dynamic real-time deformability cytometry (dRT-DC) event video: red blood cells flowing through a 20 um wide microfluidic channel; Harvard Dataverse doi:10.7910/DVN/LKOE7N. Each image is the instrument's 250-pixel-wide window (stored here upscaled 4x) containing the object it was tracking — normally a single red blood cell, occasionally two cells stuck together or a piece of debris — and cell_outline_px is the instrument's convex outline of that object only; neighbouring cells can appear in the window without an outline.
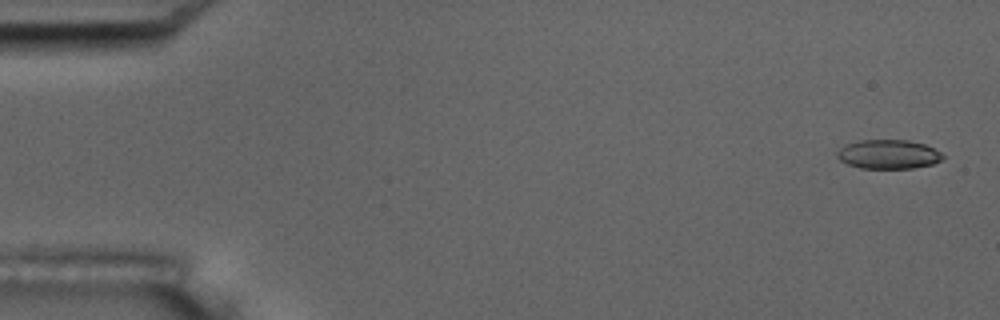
{"species": "common noctule bat (a hibernating species)", "species_latin": "Nyctalus noctula", "temperature_condition": "room temperature", "stored_images_in_passage": 5, "camera_frame_rate_fps": 3000, "um_per_image_px": 0.085, "animal": {"sex": "male", "body_mass_g": 17.5, "forearm_length_mm": 52.3}, "frame": {"image": 1, "passage_image": 1, "time_ms": 0.0, "image_size_px": [1000, 320], "cell_outline_px": [[944, 156], [940, 160], [932, 164], [912, 168], [860, 168], [848, 164], [840, 160], [836, 156], [836, 152], [844, 144], [860, 140], [908, 140], [924, 144], [940, 152]], "centroid_in_image_um": [75.47, 13.11], "position_along_channel_um": 9.5, "area_um2": 17.86}}
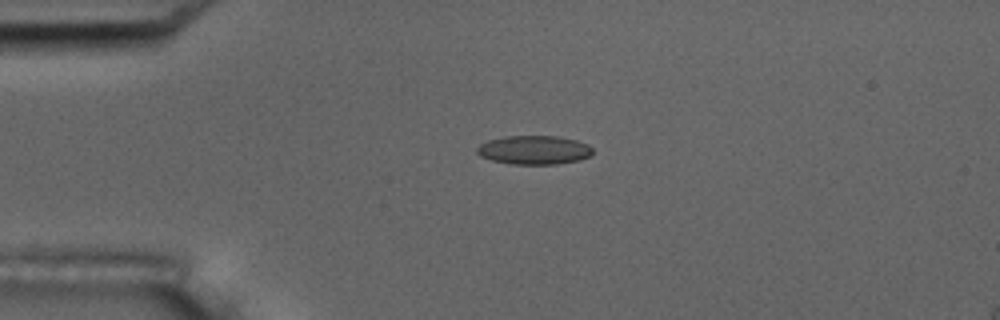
{"frame": {"image": 2, "passage_image": 4, "time_ms": 3.667, "image_size_px": [1000, 320], "cell_outline_px": [[592, 156], [580, 160], [556, 164], [508, 164], [492, 160], [480, 156], [476, 152], [476, 148], [480, 144], [488, 140], [504, 136], [556, 136], [576, 140], [588, 144], [592, 148]], "centroid_in_image_um": [45.39, 12.75], "position_along_channel_um": 39.6, "area_um2": 19.59}}